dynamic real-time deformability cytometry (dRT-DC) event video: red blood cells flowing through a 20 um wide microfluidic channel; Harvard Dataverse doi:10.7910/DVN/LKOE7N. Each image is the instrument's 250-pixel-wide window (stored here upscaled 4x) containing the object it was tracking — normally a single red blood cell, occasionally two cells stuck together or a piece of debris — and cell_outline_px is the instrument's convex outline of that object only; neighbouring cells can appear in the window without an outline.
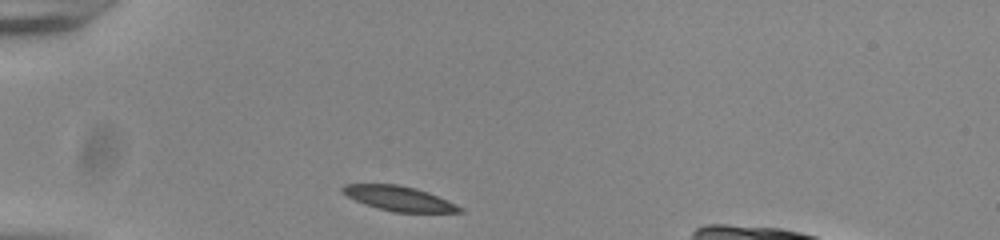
{"species": "common noctule bat (a hibernating species)", "species_latin": "Nyctalus noctula", "temperature_condition": "room temperature", "stored_images_in_passage": 33, "camera_frame_rate_fps": 3000, "um_per_image_px": 0.085, "animal": {"sex": "male", "body_mass_g": 20.0, "forearm_length_mm": 53.3}, "frame": {"image": 1, "passage_image": 1, "time_ms": 0.0, "image_size_px": [1000, 240], "cell_outline_px": [[464, 212], [392, 212], [376, 208], [356, 200], [340, 192], [340, 188], [344, 184], [396, 184], [416, 188], [428, 192], [456, 204], [464, 208]], "centroid_in_image_um": [33.9, 16.87], "position_along_channel_um": 51.1, "area_um2": 16.88}}
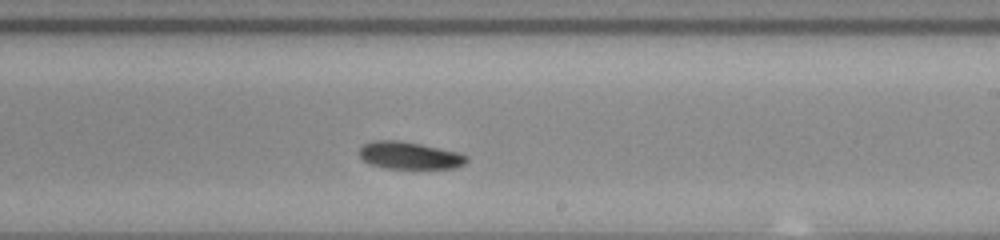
{"frame": {"image": 2, "passage_image": 19, "time_ms": 6.0, "image_size_px": [1000, 240], "cell_outline_px": [[468, 160], [464, 164], [456, 168], [388, 168], [372, 164], [364, 160], [360, 156], [360, 148], [364, 144], [372, 140], [400, 140], [460, 152], [468, 156]], "centroid_in_image_um": [34.85, 13.2], "position_along_channel_um": 254.2, "area_um2": 16.99}}
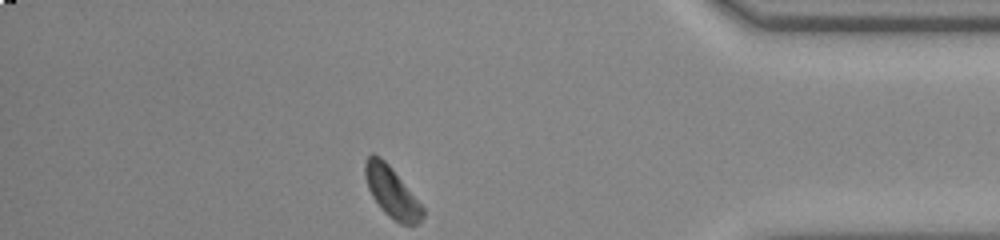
{"frame": {"image": 3, "passage_image": 33, "time_ms": 10.667, "image_size_px": [1000, 240], "cell_outline_px": [[424, 216], [416, 224], [400, 224], [388, 216], [380, 208], [372, 196], [368, 188], [364, 176], [364, 160], [372, 152], [380, 156], [392, 168], [424, 208]], "centroid_in_image_um": [33.26, 16.3], "position_along_channel_um": 401.9, "area_um2": 16.99}, "authors_computed_cell_mechanics": {"area_um2": 17.2822, "velocity_mm_per_s": 3.7766, "shape_relaxation_time_tau1_ms": 1.6338, "shape_relaxation_time_tau2_ms": 8.8025, "deformation_change_tau1": 0.0438, "deformation_change_tau2": 0.1577}}